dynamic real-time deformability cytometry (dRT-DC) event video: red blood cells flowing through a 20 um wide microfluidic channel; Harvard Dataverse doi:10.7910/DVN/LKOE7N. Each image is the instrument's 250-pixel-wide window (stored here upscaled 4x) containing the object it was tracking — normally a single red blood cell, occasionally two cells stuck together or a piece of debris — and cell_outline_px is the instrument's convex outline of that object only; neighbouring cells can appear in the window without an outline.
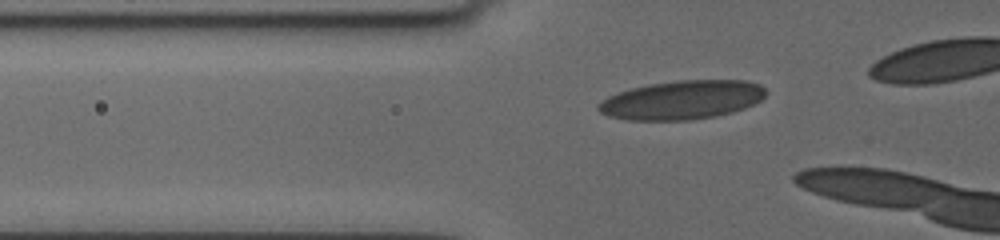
{"species": "human", "species_latin": "Homo sapiens", "temperature_condition": "cold", "stored_images_in_passage": 16, "camera_frame_rate_fps": 3000, "um_per_image_px": 0.085, "donor": {"sex": "female"}, "frame": {"image": 1, "passage_image": 8, "time_ms": 2.0, "image_size_px": [1000, 240], "cell_outline_px": [[764, 96], [760, 100], [744, 108], [732, 112], [716, 116], [692, 120], [628, 120], [608, 116], [600, 112], [596, 108], [596, 104], [608, 96], [632, 88], [648, 84], [676, 80], [744, 80], [760, 84], [764, 88]], "centroid_in_image_um": [57.94, 8.5], "position_along_channel_um": 67.9, "area_um2": 37.92}}
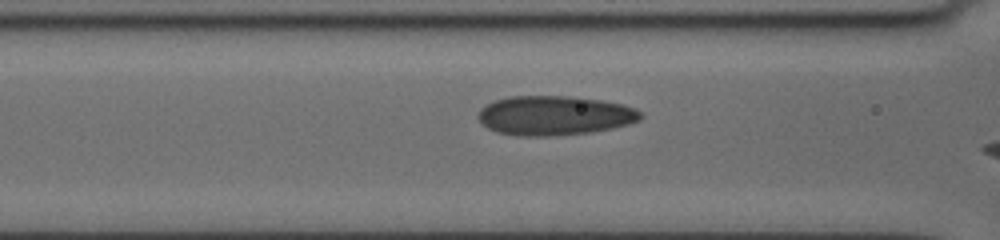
{"frame": {"image": 2, "passage_image": 14, "time_ms": 3.667, "image_size_px": [1000, 240], "cell_outline_px": [[640, 120], [628, 124], [612, 128], [588, 132], [548, 136], [516, 136], [496, 132], [488, 128], [476, 116], [480, 108], [496, 100], [508, 96], [568, 96], [600, 100], [624, 104], [640, 112]], "centroid_in_image_um": [47.09, 9.82], "position_along_channel_um": 119.5, "area_um2": 37.11}}